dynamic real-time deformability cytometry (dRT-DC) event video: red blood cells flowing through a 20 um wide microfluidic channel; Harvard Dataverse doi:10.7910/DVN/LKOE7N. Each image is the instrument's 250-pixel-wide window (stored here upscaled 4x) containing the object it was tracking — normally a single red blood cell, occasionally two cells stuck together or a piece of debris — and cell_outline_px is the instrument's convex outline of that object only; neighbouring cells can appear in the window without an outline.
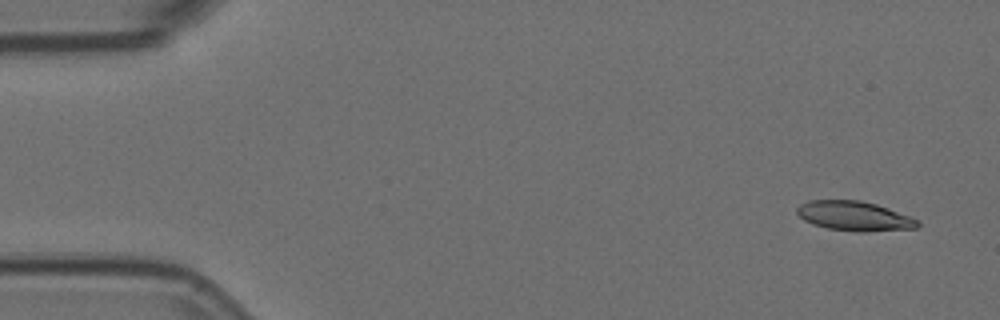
{"species": "Egyptian fruit bat (a non-hibernating species)", "species_latin": "Rousettus aegyptiacus", "temperature_condition": "room temperature", "stored_images_in_passage": 9, "camera_frame_rate_fps": 3000, "um_per_image_px": 0.085, "animal": {"sex": "female"}, "frame": {"image": 1, "passage_image": 1, "time_ms": 0.0, "image_size_px": [1000, 320], "cell_outline_px": [[920, 224], [916, 228], [864, 232], [860, 232], [828, 228], [812, 224], [804, 220], [796, 212], [796, 208], [800, 204], [808, 200], [860, 200], [876, 204], [912, 216]], "centroid_in_image_um": [72.61, 18.35], "position_along_channel_um": 12.4, "area_um2": 20.81}}
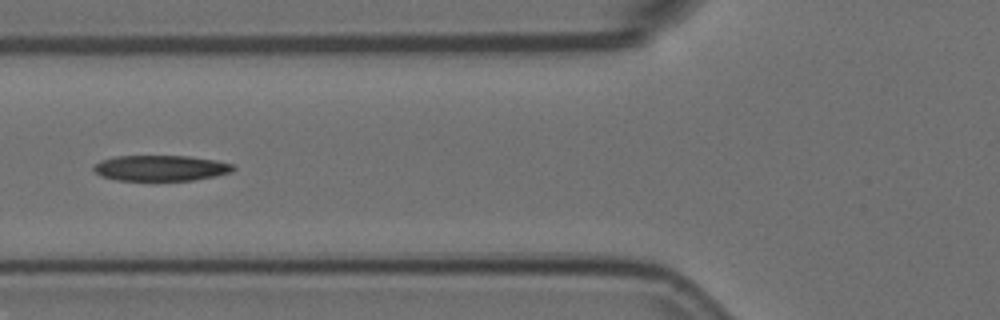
{"frame": {"image": 2, "passage_image": 6, "time_ms": 1.667, "image_size_px": [1000, 320], "cell_outline_px": [[236, 168], [232, 172], [216, 176], [196, 180], [116, 180], [100, 176], [92, 168], [100, 160], [116, 156], [188, 156], [216, 160], [232, 164]], "centroid_in_image_um": [13.68, 14.29], "position_along_channel_um": 112.1, "area_um2": 20.92}}
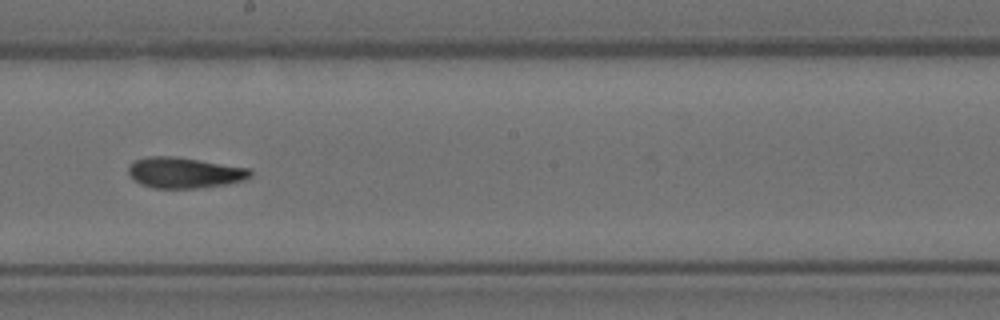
{"frame": {"image": 3, "passage_image": 9, "time_ms": 2.667, "image_size_px": [1000, 320], "cell_outline_px": [[252, 176], [244, 180], [228, 184], [196, 188], [152, 188], [140, 184], [128, 172], [128, 168], [132, 160], [148, 156], [176, 156], [248, 168], [252, 172]], "centroid_in_image_um": [15.66, 14.67], "position_along_channel_um": 232.5, "area_um2": 21.91}}